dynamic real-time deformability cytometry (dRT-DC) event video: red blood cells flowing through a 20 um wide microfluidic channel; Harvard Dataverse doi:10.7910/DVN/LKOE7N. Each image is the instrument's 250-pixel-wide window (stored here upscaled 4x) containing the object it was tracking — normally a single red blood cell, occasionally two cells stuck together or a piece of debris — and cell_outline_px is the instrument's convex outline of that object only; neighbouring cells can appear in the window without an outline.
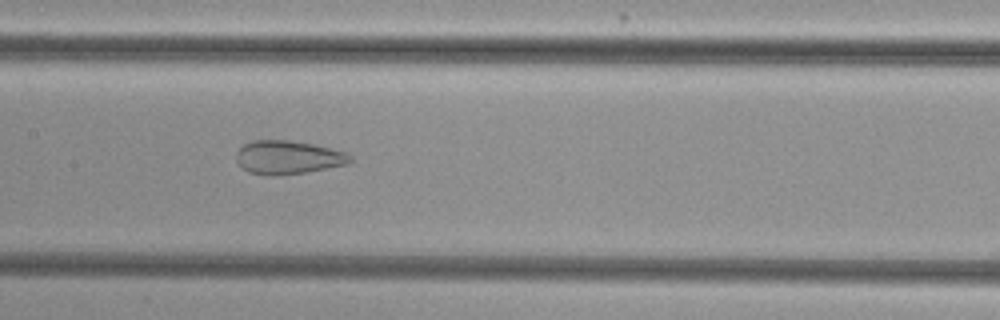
{"species": "common noctule bat (a hibernating species)", "species_latin": "Nyctalus noctula", "temperature_condition": "cold", "stored_images_in_passage": 54, "camera_frame_rate_fps": 3000, "um_per_image_px": 0.085, "animal": {"sex": "female", "body_mass_g": 29.2, "forearm_length_mm": 56.3}, "frame": {"image": 1, "passage_image": 27, "time_ms": 8.667, "image_size_px": [1000, 320], "cell_outline_px": [[352, 160], [348, 164], [304, 172], [280, 176], [272, 176], [248, 172], [240, 168], [236, 160], [236, 152], [244, 144], [252, 140], [288, 140], [316, 144], [348, 152], [352, 156]], "centroid_in_image_um": [24.48, 13.37], "position_along_channel_um": 182.9, "area_um2": 22.6}}
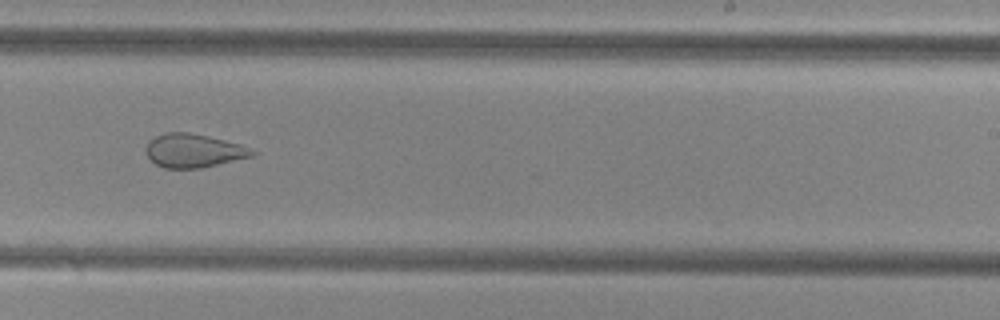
{"frame": {"image": 2, "passage_image": 34, "time_ms": 11.0, "image_size_px": [1000, 320], "cell_outline_px": [[260, 152], [252, 156], [200, 168], [164, 168], [156, 164], [144, 152], [144, 148], [148, 140], [164, 132], [188, 132], [208, 136], [240, 144]], "centroid_in_image_um": [16.43, 12.79], "position_along_channel_um": 272.6, "area_um2": 20.87}}
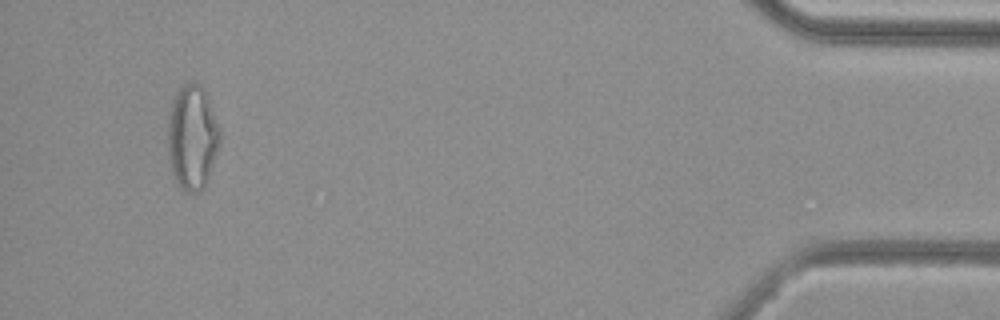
{"frame": {"image": 3, "passage_image": 51, "time_ms": 16.667, "image_size_px": [1000, 320], "cell_outline_px": [[220, 144], [208, 180], [204, 188], [200, 192], [184, 192], [176, 184], [168, 160], [168, 116], [172, 100], [176, 92], [184, 84], [192, 80], [200, 84], [204, 88], [208, 96], [220, 132]], "centroid_in_image_um": [16.33, 11.69], "position_along_channel_um": 418.9, "area_um2": 32.37}, "authors_computed_cell_mechanics": {"area_um2": 28.7844, "velocity_mm_per_s": 3.8564, "shape_relaxation_time_tau1_ms": null, "shape_relaxation_time_tau2_ms": 1.7023, "deformation_change_tau1": null, "deformation_change_tau2": 0.0985}}